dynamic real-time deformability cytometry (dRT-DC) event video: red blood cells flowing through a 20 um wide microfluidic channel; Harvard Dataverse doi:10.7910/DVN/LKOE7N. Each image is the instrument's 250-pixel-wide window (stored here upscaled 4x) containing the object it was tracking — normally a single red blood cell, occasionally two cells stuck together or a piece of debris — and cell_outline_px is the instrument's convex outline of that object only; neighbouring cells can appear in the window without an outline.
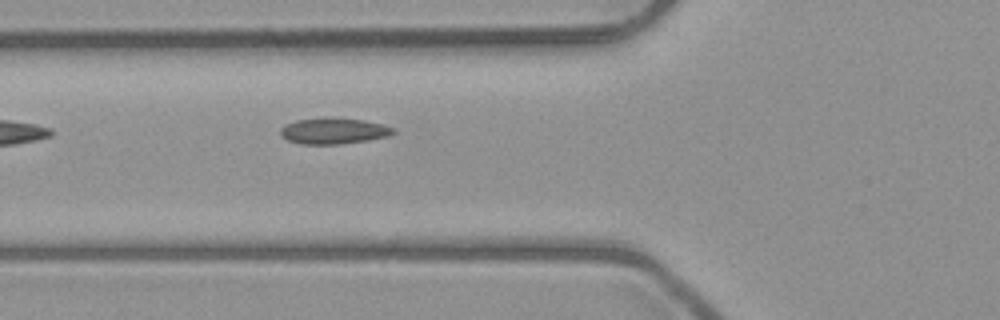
{"species": "common noctule bat (a hibernating species)", "species_latin": "Nyctalus noctula", "temperature_condition": "room temperature", "stored_images_in_passage": 4, "camera_frame_rate_fps": 3000, "um_per_image_px": 0.085, "animal": {"sex": "male", "body_mass_g": 23.1, "forearm_length_mm": 52.7}, "frame": {"image": 1, "passage_image": 4, "time_ms": 4.333, "image_size_px": [1000, 320], "cell_outline_px": [[396, 132], [388, 136], [368, 140], [340, 144], [300, 144], [288, 140], [280, 136], [280, 128], [284, 124], [296, 120], [324, 116], [332, 116], [364, 120], [380, 124], [392, 128]], "centroid_in_image_um": [28.29, 11.11], "position_along_channel_um": 97.5, "area_um2": 17.46}}